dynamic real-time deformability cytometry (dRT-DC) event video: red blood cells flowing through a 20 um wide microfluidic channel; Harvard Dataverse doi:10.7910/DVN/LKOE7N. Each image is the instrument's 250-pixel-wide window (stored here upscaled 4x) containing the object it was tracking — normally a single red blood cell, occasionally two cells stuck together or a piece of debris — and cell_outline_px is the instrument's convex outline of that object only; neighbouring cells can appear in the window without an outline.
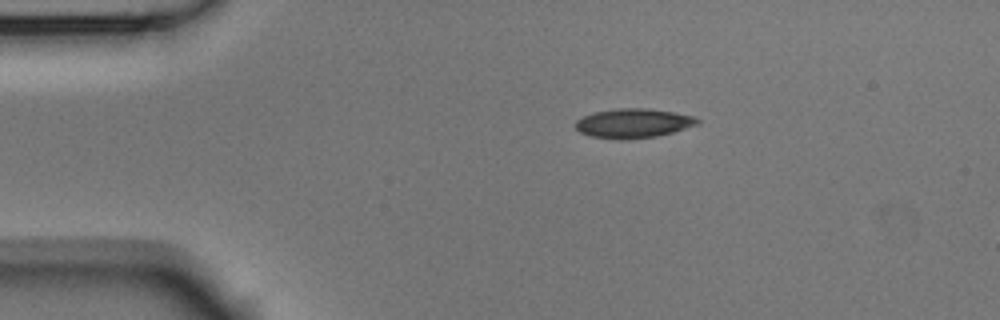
{"species": "Egyptian fruit bat (a non-hibernating species)", "species_latin": "Rousettus aegyptiacus", "temperature_condition": "room temperature", "stored_images_in_passage": 3, "camera_frame_rate_fps": 3000, "um_per_image_px": 0.085, "animal": {"sex": "male"}, "frame": {"image": 1, "passage_image": 1, "time_ms": 0.0, "image_size_px": [1000, 320], "cell_outline_px": [[700, 124], [672, 132], [656, 136], [620, 140], [616, 140], [592, 136], [580, 132], [576, 128], [576, 120], [584, 116], [596, 112], [616, 108], [644, 108], [672, 112], [692, 116], [700, 120]], "centroid_in_image_um": [53.83, 10.48], "position_along_channel_um": 31.2, "area_um2": 20.63}}
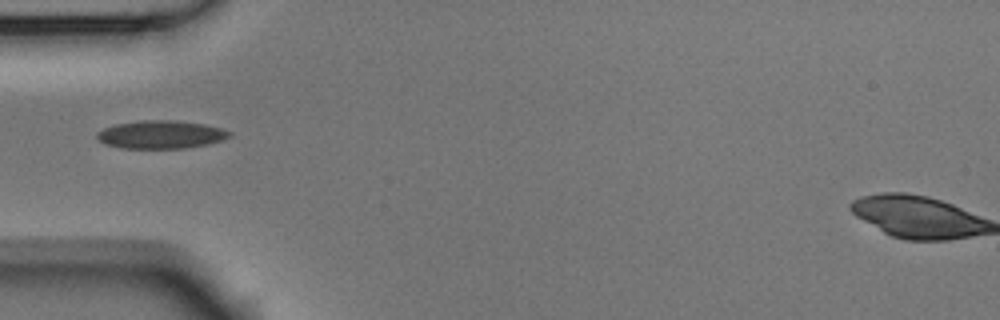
{"frame": {"image": 2, "passage_image": 3, "time_ms": 0.667, "image_size_px": [1000, 320], "cell_outline_px": [[232, 136], [208, 144], [184, 148], [124, 148], [108, 144], [100, 140], [96, 136], [96, 132], [104, 128], [116, 124], [140, 120], [176, 120], [204, 124], [220, 128], [232, 132]], "centroid_in_image_um": [13.69, 11.42], "position_along_channel_um": 71.3, "area_um2": 21.5}}